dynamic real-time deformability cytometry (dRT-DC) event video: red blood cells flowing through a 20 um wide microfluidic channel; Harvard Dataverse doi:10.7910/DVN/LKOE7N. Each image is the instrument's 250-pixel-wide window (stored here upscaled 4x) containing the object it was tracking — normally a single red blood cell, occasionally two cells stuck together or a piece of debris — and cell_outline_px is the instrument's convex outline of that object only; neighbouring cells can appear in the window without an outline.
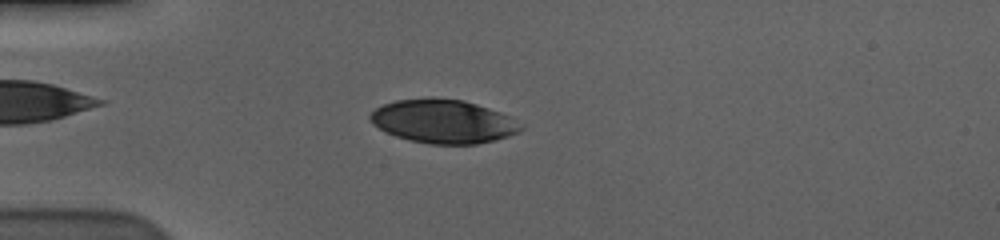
{"species": "human", "species_latin": "Homo sapiens", "temperature_condition": "cold", "stored_images_in_passage": 58, "camera_frame_rate_fps": 3000, "um_per_image_px": 0.085, "donor": {"sex": "male"}, "frame": {"image": 1, "passage_image": 16, "time_ms": 5.0, "image_size_px": [1000, 240], "cell_outline_px": [[524, 128], [508, 136], [496, 140], [476, 144], [428, 144], [408, 140], [384, 132], [372, 124], [368, 120], [368, 116], [376, 108], [384, 104], [396, 100], [464, 100], [500, 112], [524, 124]], "centroid_in_image_um": [37.67, 10.36], "position_along_channel_um": 47.3, "area_um2": 37.8}}
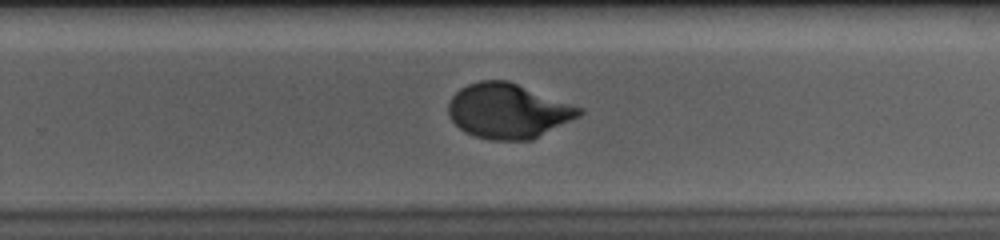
{"frame": {"image": 2, "passage_image": 38, "time_ms": 12.333, "image_size_px": [1000, 240], "cell_outline_px": [[584, 112], [580, 116], [532, 140], [492, 140], [476, 136], [464, 132], [448, 116], [448, 104], [452, 96], [460, 88], [468, 84], [480, 80], [508, 80], [584, 108]], "centroid_in_image_um": [43.2, 9.42], "position_along_channel_um": 286.6, "area_um2": 41.96}}
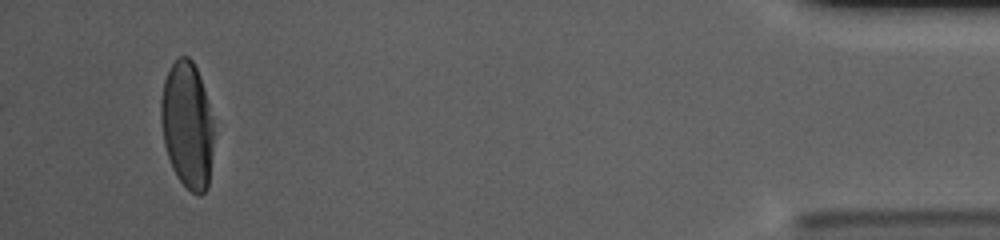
{"frame": {"image": 3, "passage_image": 55, "time_ms": 18.0, "image_size_px": [1000, 240], "cell_outline_px": [[212, 148], [208, 188], [200, 196], [192, 192], [176, 176], [172, 168], [164, 144], [160, 116], [160, 100], [164, 80], [172, 64], [180, 56], [188, 56], [192, 60], [200, 76], [208, 104], [212, 120]], "centroid_in_image_um": [15.89, 10.63], "position_along_channel_um": 419.3, "area_um2": 38.67}, "authors_computed_cell_mechanics": {"area_um2": 40.6045, "velocity_mm_per_s": 3.5496, "shape_relaxation_time_tau1_ms": 3.459, "shape_relaxation_time_tau2_ms": null, "deformation_change_tau1": 0.1628, "deformation_change_tau2": null}}